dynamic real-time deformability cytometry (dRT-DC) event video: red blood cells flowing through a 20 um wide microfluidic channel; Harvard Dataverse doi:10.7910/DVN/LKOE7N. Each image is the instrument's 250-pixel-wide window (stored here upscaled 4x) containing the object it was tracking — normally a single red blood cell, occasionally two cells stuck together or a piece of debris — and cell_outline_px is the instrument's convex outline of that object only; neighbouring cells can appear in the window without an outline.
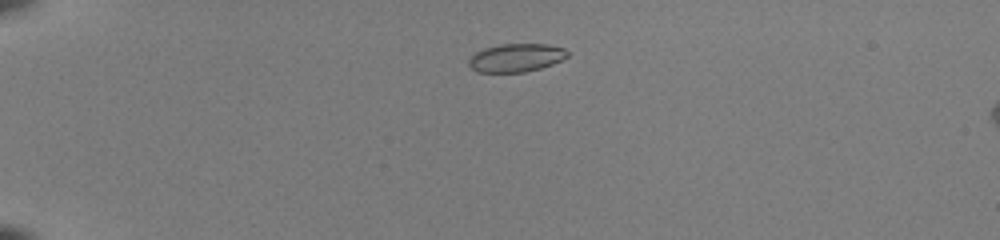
{"species": "common noctule bat (a hibernating species)", "species_latin": "Nyctalus noctula", "temperature_condition": "room temperature", "stored_images_in_passage": 12, "camera_frame_rate_fps": 3000, "um_per_image_px": 0.085, "animal": {"sex": "female", "body_mass_g": 22.0, "forearm_length_mm": 56.7}, "frame": {"image": 1, "passage_image": 7, "time_ms": 2.0, "image_size_px": [1000, 240], "cell_outline_px": [[568, 56], [552, 64], [540, 68], [524, 72], [476, 72], [468, 64], [468, 60], [476, 52], [484, 48], [500, 44], [548, 44], [564, 48], [568, 52]], "centroid_in_image_um": [43.86, 4.9], "position_along_channel_um": 41.1, "area_um2": 16.18}}